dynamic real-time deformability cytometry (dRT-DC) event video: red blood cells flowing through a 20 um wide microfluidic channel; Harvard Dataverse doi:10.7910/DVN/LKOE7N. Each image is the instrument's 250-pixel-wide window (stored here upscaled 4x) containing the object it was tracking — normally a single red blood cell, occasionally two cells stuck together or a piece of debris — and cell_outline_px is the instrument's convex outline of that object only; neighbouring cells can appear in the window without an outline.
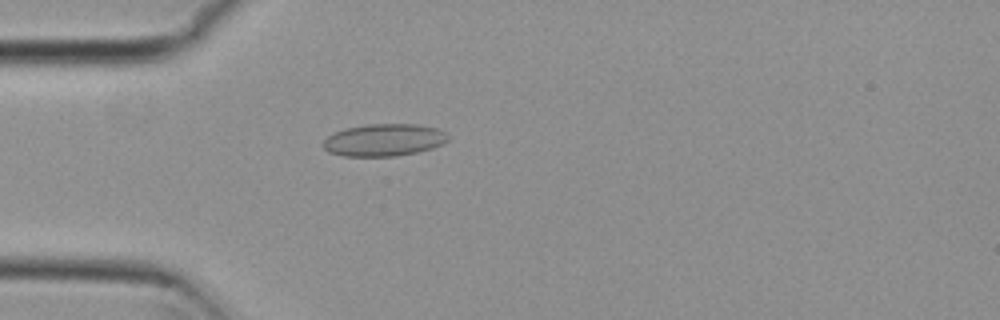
{"species": "common noctule bat (a hibernating species)", "species_latin": "Nyctalus noctula", "temperature_condition": "cold", "stored_images_in_passage": 51, "camera_frame_rate_fps": 3000, "um_per_image_px": 0.085, "animal": {"sex": "female", "body_mass_g": 29.2, "forearm_length_mm": 56.3}, "frame": {"image": 1, "passage_image": 12, "time_ms": 3.667, "image_size_px": [1000, 320], "cell_outline_px": [[448, 140], [444, 144], [432, 148], [416, 152], [396, 156], [344, 156], [328, 152], [320, 144], [328, 136], [344, 128], [368, 124], [416, 124], [436, 128], [444, 132], [448, 136]], "centroid_in_image_um": [32.62, 11.9], "position_along_channel_um": 52.4, "area_um2": 23.52}}
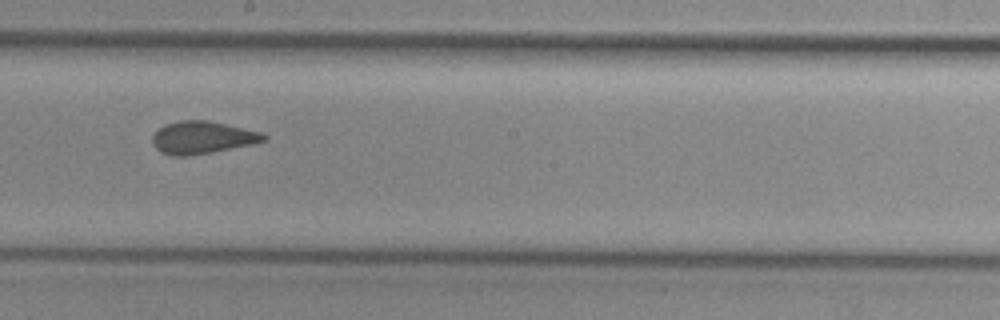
{"frame": {"image": 2, "passage_image": 27, "time_ms": 8.667, "image_size_px": [1000, 320], "cell_outline_px": [[268, 140], [252, 144], [212, 152], [184, 156], [172, 156], [160, 152], [152, 144], [152, 136], [164, 124], [180, 120], [208, 120], [260, 132], [268, 136]], "centroid_in_image_um": [17.18, 11.69], "position_along_channel_um": 231.0, "area_um2": 21.04}}
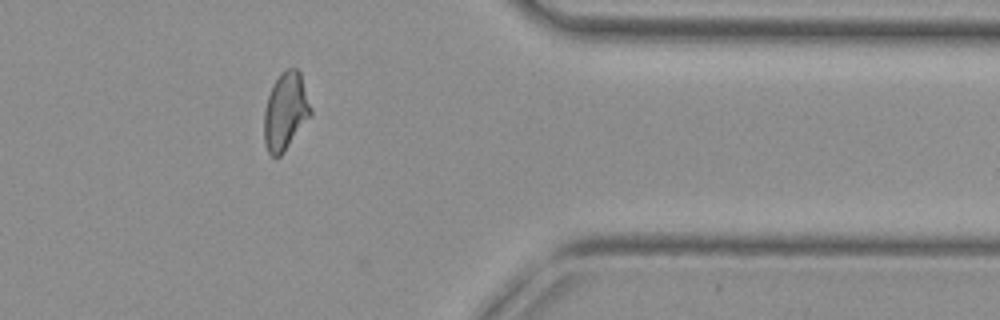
{"frame": {"image": 3, "passage_image": 41, "time_ms": 13.333, "image_size_px": [1000, 320], "cell_outline_px": [[312, 116], [284, 152], [280, 156], [272, 156], [268, 152], [264, 144], [264, 108], [272, 84], [280, 72], [284, 68], [296, 68], [300, 72], [312, 108]], "centroid_in_image_um": [24.27, 9.45], "position_along_channel_um": 387.1, "area_um2": 21.5}, "authors_computed_cell_mechanics": {"area_um2": 21.2704, "velocity_mm_per_s": 3.743, "shape_relaxation_time_tau1_ms": null, "shape_relaxation_time_tau2_ms": 1.3584, "deformation_change_tau1": null, "deformation_change_tau2": 0.0601}}